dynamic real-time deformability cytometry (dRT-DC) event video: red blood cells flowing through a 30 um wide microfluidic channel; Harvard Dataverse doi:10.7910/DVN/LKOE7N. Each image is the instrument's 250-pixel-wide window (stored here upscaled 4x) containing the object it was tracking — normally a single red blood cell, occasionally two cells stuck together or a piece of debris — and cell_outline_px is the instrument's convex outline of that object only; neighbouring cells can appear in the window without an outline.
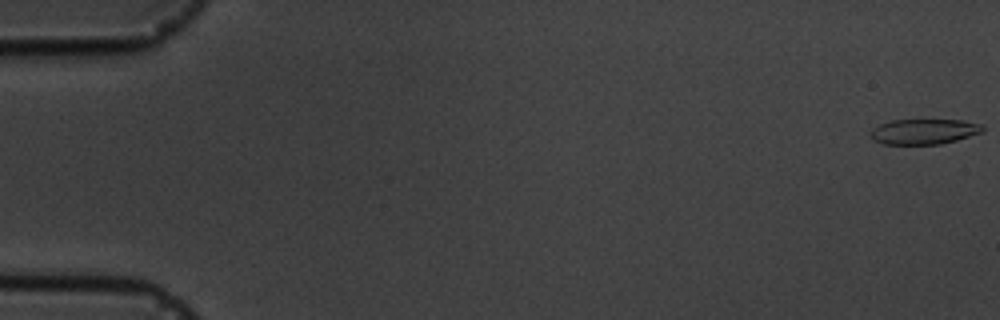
{"species": "common noctule bat (a hibernating species)", "species_latin": "Nyctalus noctula", "temperature_condition": "cold", "stored_images_in_passage": 11, "camera_frame_rate_fps": 3000, "um_per_image_px": 0.085, "animal": {"sex": "male", "body_mass_g": 19.5, "forearm_length_mm": 54.6}, "frame": {"image": 1, "passage_image": 1, "time_ms": 0.0, "image_size_px": [1000, 320], "cell_outline_px": [[984, 132], [956, 140], [940, 144], [884, 144], [872, 140], [872, 128], [880, 124], [892, 120], [960, 120], [984, 124]], "centroid_in_image_um": [78.58, 11.18], "position_along_channel_um": 6.4, "area_um2": 16.53}}
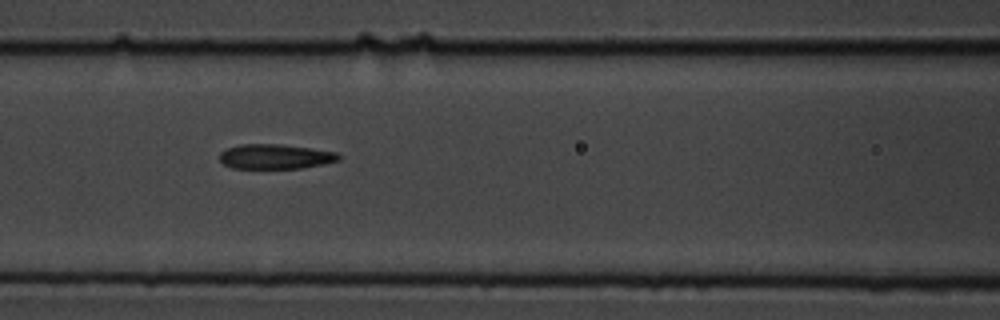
{"frame": {"image": 2, "passage_image": 8, "time_ms": 8.0, "image_size_px": [1000, 320], "cell_outline_px": [[340, 160], [324, 164], [300, 168], [232, 168], [224, 164], [220, 160], [220, 152], [228, 148], [240, 144], [280, 144], [312, 148], [336, 152], [340, 156]], "centroid_in_image_um": [23.41, 13.3], "position_along_channel_um": 143.2, "area_um2": 17.17}}
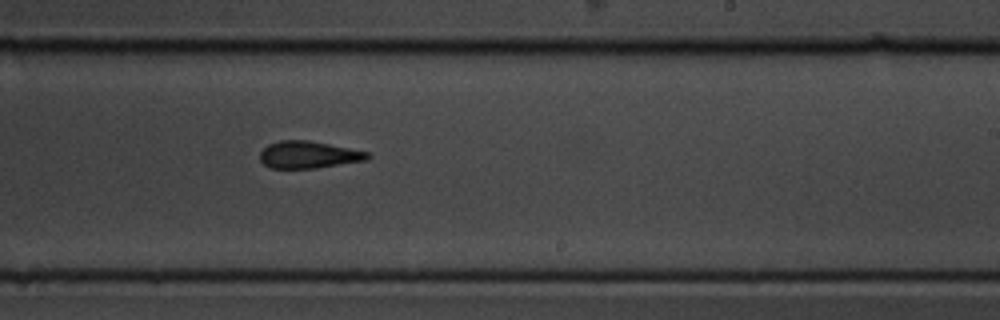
{"frame": {"image": 3, "passage_image": 11, "time_ms": 11.333, "image_size_px": [1000, 320], "cell_outline_px": [[372, 156], [368, 160], [316, 168], [272, 168], [264, 164], [260, 160], [260, 152], [268, 144], [280, 140], [308, 140], [368, 152]], "centroid_in_image_um": [26.23, 13.15], "position_along_channel_um": 262.8, "area_um2": 16.94}}